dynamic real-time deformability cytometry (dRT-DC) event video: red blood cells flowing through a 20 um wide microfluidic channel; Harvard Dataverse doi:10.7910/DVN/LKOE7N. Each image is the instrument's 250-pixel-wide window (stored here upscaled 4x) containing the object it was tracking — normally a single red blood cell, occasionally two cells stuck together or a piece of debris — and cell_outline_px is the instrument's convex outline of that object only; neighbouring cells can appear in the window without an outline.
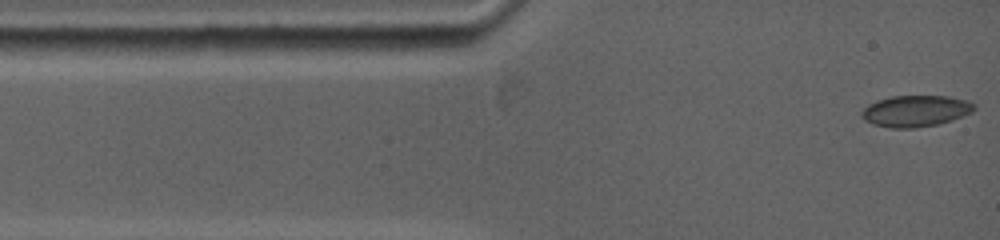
{"species": "common noctule bat (a hibernating species)", "species_latin": "Nyctalus noctula", "temperature_condition": "warm", "stored_images_in_passage": 84, "camera_frame_rate_fps": 5000, "um_per_image_px": 0.085, "animal": {"sex": "female", "body_mass_g": 19.0, "forearm_length_mm": 53.3}, "frame": {"image": 1, "passage_image": 1, "time_ms": 0.0, "image_size_px": [1000, 240], "cell_outline_px": [[976, 108], [972, 112], [964, 116], [952, 120], [936, 124], [916, 128], [892, 128], [872, 124], [864, 120], [860, 116], [860, 112], [868, 104], [892, 96], [948, 96], [964, 100], [976, 104]], "centroid_in_image_um": [77.82, 9.44], "position_along_channel_um": 7.2, "area_um2": 20.58}}
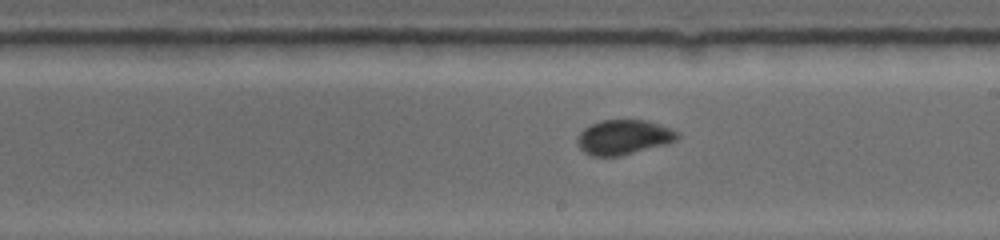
{"frame": {"image": 2, "passage_image": 33, "time_ms": 7.2, "image_size_px": [1000, 240], "cell_outline_px": [[680, 136], [676, 140], [664, 144], [616, 156], [596, 156], [580, 148], [580, 132], [584, 128], [592, 124], [604, 120], [648, 120], [668, 128], [676, 132]], "centroid_in_image_um": [53.03, 11.64], "position_along_channel_um": 236.0, "area_um2": 19.36}}
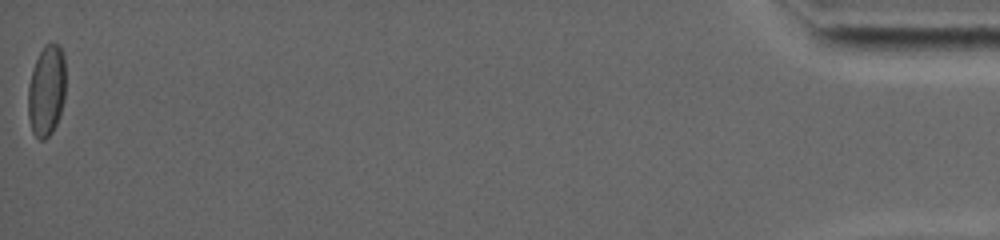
{"frame": {"image": 3, "passage_image": 84, "time_ms": 16.6, "image_size_px": [1000, 240], "cell_outline_px": [[64, 100], [60, 116], [52, 132], [44, 140], [40, 140], [32, 132], [28, 116], [28, 84], [32, 68], [44, 44], [56, 44], [60, 48], [64, 56]], "centroid_in_image_um": [3.93, 7.73], "position_along_channel_um": 431.3, "area_um2": 19.94}, "authors_computed_cell_mechanics": {"area_um2": 19.4786, "velocity_mm_per_s": 3.8129, "shape_relaxation_time_tau1_ms": 6.4156, "shape_relaxation_time_tau2_ms": 0.9285, "deformation_change_tau1": 0.092, "deformation_change_tau2": 0.042}}